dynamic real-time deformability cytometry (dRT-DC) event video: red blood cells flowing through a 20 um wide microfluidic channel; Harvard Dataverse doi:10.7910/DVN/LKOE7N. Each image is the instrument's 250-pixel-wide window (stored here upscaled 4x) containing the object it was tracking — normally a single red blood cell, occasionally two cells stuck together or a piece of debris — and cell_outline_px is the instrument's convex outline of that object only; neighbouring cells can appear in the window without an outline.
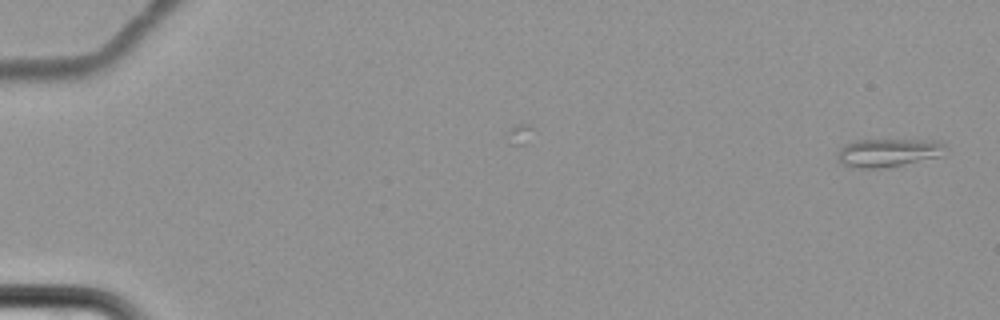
{"species": "common noctule bat (a hibernating species)", "species_latin": "Nyctalus noctula", "temperature_condition": "cold", "stored_images_in_passage": 6, "camera_frame_rate_fps": 3000, "um_per_image_px": 0.085, "animal": {"sex": "female", "body_mass_g": 22.7, "forearm_length_mm": 54.2}, "frame": {"image": 1, "passage_image": 6, "time_ms": 6.0, "image_size_px": [1000, 320], "cell_outline_px": [[948, 152], [940, 156], [888, 168], [852, 168], [844, 164], [836, 156], [836, 152], [844, 144], [856, 140], [940, 140], [948, 148]], "centroid_in_image_um": [75.53, 12.97], "position_along_channel_um": 9.5, "area_um2": 18.15}}